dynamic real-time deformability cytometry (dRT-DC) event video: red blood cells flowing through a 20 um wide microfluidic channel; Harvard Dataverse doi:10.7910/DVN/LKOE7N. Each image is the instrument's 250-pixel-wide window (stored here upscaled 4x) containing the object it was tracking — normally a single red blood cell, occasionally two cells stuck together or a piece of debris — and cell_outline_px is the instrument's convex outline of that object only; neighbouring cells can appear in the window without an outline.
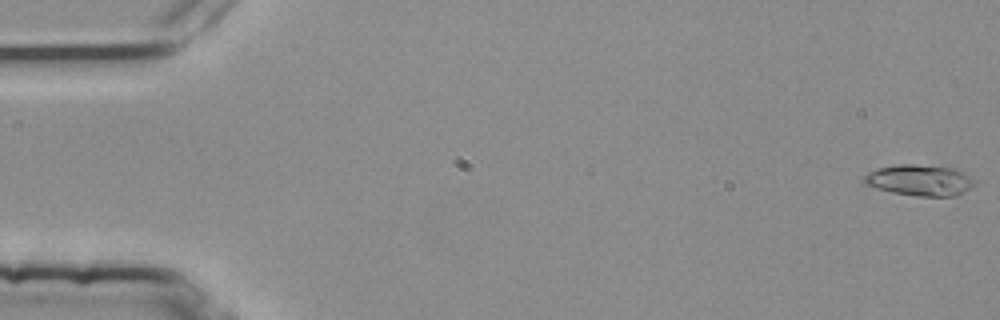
{"species": "common noctule bat (a hibernating species)", "species_latin": "Nyctalus noctula", "temperature_condition": "room temperature", "stored_images_in_passage": 9, "camera_frame_rate_fps": 3000, "um_per_image_px": 0.085, "animal": {"sex": "female", "body_mass_g": 25.1}, "frame": {"image": 1, "passage_image": 1, "time_ms": 0.0, "image_size_px": [1000, 320], "cell_outline_px": [[976, 184], [964, 192], [956, 196], [916, 196], [892, 192], [876, 188], [864, 184], [864, 176], [868, 172], [876, 168], [900, 164], [916, 164], [952, 168], [960, 172], [972, 180]], "centroid_in_image_um": [78.12, 15.32], "position_along_channel_um": 6.9, "area_um2": 19.77}}